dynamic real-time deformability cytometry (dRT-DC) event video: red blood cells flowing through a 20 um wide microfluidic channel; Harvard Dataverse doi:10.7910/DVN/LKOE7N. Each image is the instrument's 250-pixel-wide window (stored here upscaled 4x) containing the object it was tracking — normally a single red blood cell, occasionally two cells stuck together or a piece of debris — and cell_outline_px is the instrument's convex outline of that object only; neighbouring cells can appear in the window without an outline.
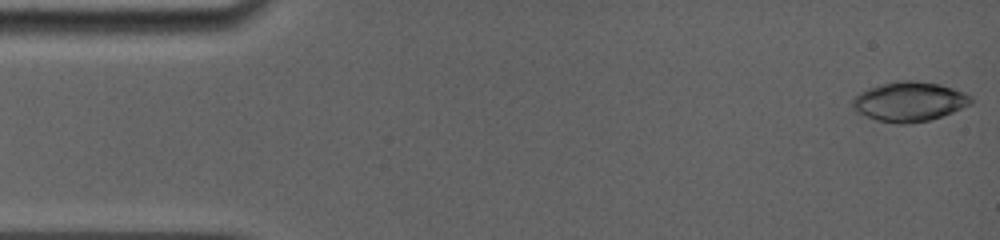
{"species": "common noctule bat (a hibernating species)", "species_latin": "Nyctalus noctula", "temperature_condition": "room temperature", "stored_images_in_passage": 18, "camera_frame_rate_fps": 5000, "um_per_image_px": 0.085, "animal": {"sex": "female", "body_mass_g": 19.0, "forearm_length_mm": 56.7}, "frame": {"image": 1, "passage_image": 1, "time_ms": 0.0, "image_size_px": [1000, 240], "cell_outline_px": [[972, 104], [952, 112], [928, 120], [908, 124], [896, 124], [876, 120], [852, 108], [852, 100], [860, 92], [868, 88], [880, 84], [896, 80], [916, 80], [940, 84], [964, 92], [972, 96]], "centroid_in_image_um": [77.3, 8.62], "position_along_channel_um": 7.7, "area_um2": 27.34}}
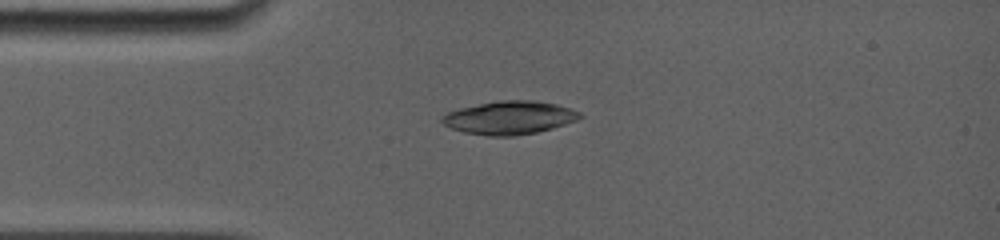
{"frame": {"image": 2, "passage_image": 15, "time_ms": 3.6, "image_size_px": [1000, 240], "cell_outline_px": [[584, 116], [576, 120], [552, 128], [536, 132], [512, 136], [488, 136], [464, 132], [452, 128], [444, 124], [440, 120], [440, 116], [448, 112], [460, 108], [500, 100], [536, 100], [556, 104], [580, 112]], "centroid_in_image_um": [43.29, 10.0], "position_along_channel_um": 41.7, "area_um2": 26.53}}